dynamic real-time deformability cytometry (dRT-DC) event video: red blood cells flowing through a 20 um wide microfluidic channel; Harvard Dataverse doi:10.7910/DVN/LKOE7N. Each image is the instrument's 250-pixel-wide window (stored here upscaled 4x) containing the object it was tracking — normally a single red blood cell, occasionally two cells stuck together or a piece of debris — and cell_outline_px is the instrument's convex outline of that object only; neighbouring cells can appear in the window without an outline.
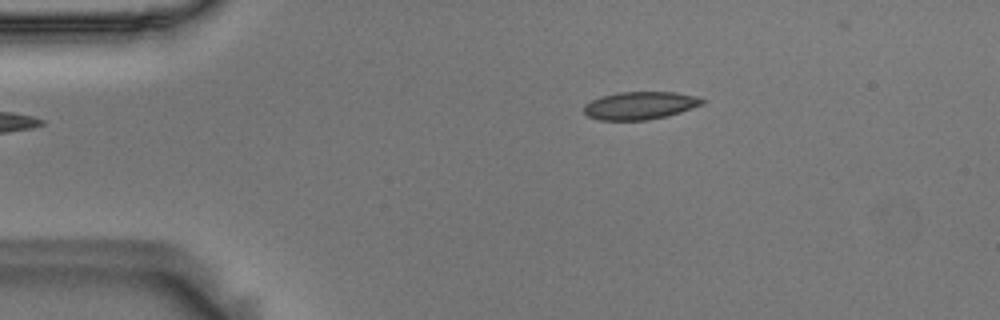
{"species": "Egyptian fruit bat (a non-hibernating species)", "species_latin": "Rousettus aegyptiacus", "temperature_condition": "room temperature", "stored_images_in_passage": 8, "camera_frame_rate_fps": 3000, "um_per_image_px": 0.085, "animal": {"sex": "male"}, "frame": {"image": 1, "passage_image": 1, "time_ms": 0.0, "image_size_px": [1000, 320], "cell_outline_px": [[704, 104], [668, 116], [648, 120], [600, 120], [588, 116], [584, 112], [584, 104], [600, 96], [620, 92], [676, 92], [696, 96], [704, 100]], "centroid_in_image_um": [54.4, 8.97], "position_along_channel_um": 30.6, "area_um2": 19.19}}
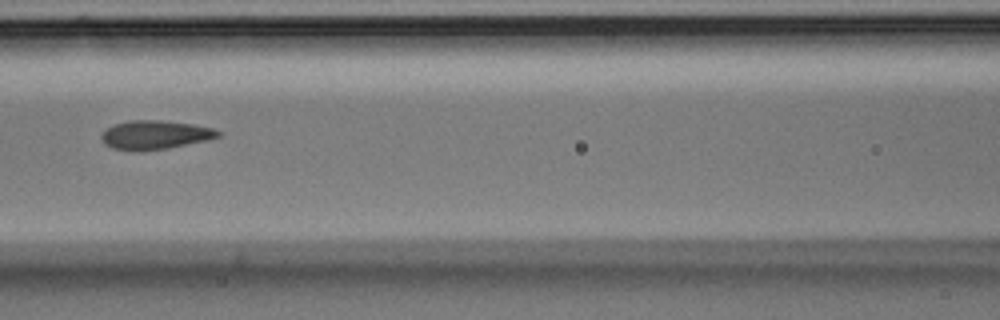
{"frame": {"image": 2, "passage_image": 5, "time_ms": 1.333, "image_size_px": [1000, 320], "cell_outline_px": [[224, 132], [220, 136], [208, 140], [168, 148], [144, 152], [136, 152], [112, 148], [104, 144], [100, 136], [108, 128], [116, 124], [132, 120], [160, 120], [192, 124], [212, 128]], "centroid_in_image_um": [13.2, 11.49], "position_along_channel_um": 153.4, "area_um2": 19.77}}
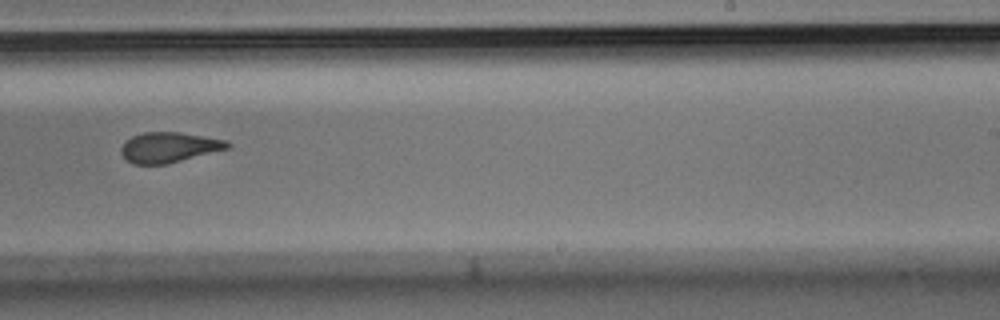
{"frame": {"image": 3, "passage_image": 8, "time_ms": 2.333, "image_size_px": [1000, 320], "cell_outline_px": [[232, 148], [168, 164], [132, 164], [120, 152], [120, 148], [132, 136], [144, 132], [180, 132], [228, 140], [232, 144]], "centroid_in_image_um": [14.44, 12.52], "position_along_channel_um": 274.6, "area_um2": 18.96}}